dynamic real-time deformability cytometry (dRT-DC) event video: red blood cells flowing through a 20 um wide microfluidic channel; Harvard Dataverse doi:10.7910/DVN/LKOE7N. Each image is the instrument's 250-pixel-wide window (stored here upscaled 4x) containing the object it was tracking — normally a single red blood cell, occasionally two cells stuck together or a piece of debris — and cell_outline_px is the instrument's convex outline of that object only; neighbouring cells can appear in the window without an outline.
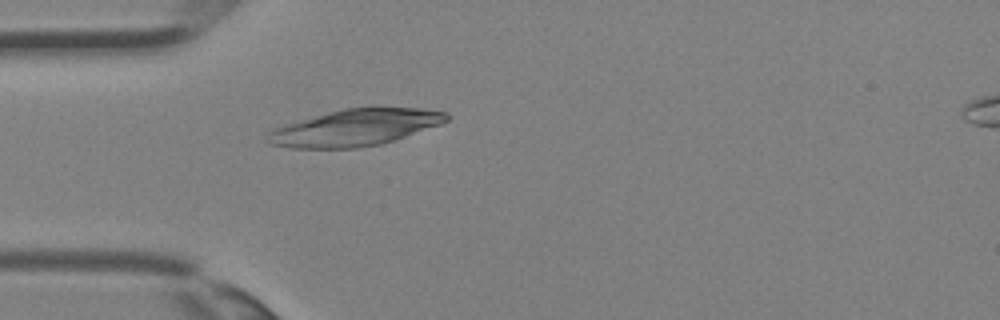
{"species": "Egyptian fruit bat (a non-hibernating species)", "species_latin": "Rousettus aegyptiacus", "temperature_condition": "room temperature", "stored_images_in_passage": 26, "camera_frame_rate_fps": 3000, "um_per_image_px": 0.085, "animal": {"sex": "female"}, "frame": {"image": 1, "passage_image": 1, "time_ms": 0.0, "image_size_px": [1000, 320], "cell_outline_px": [[448, 120], [440, 124], [380, 144], [360, 148], [292, 148], [268, 144], [268, 132], [284, 124], [328, 112], [344, 108], [424, 108], [448, 112]], "centroid_in_image_um": [30.17, 10.85], "position_along_channel_um": 54.8, "area_um2": 37.74}}
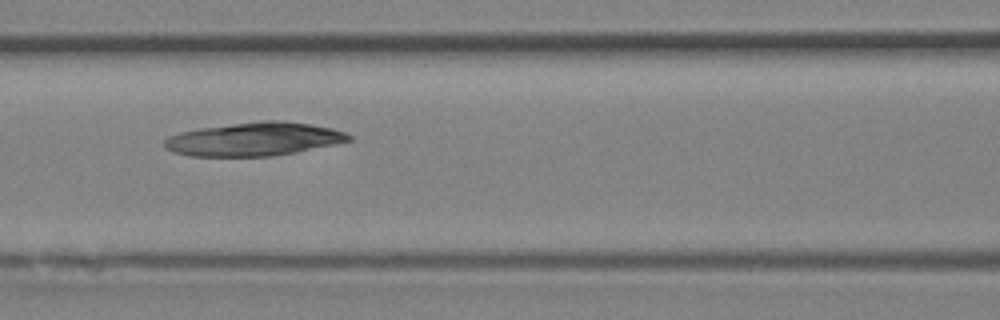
{"frame": {"image": 2, "passage_image": 6, "time_ms": 1.667, "image_size_px": [1000, 320], "cell_outline_px": [[352, 140], [336, 144], [296, 152], [272, 156], [188, 156], [172, 152], [164, 148], [164, 140], [168, 136], [200, 128], [260, 120], [284, 120], [312, 124], [332, 128], [344, 132], [352, 136]], "centroid_in_image_um": [21.61, 11.82], "position_along_channel_um": 145.0, "area_um2": 36.07}}
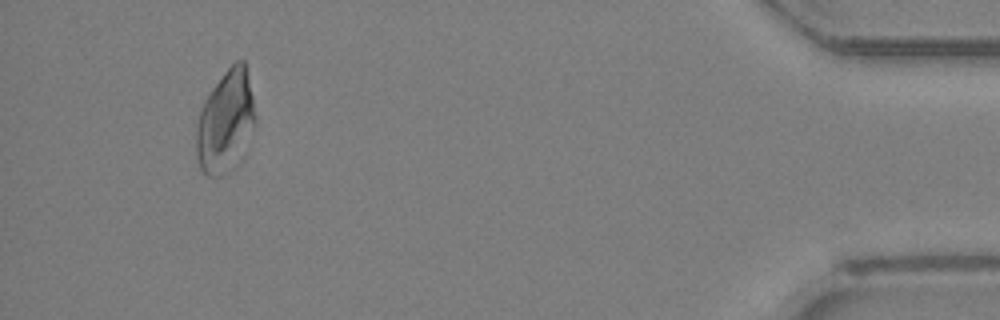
{"frame": {"image": 3, "passage_image": 24, "time_ms": 7.667, "image_size_px": [1000, 320], "cell_outline_px": [[256, 124], [244, 156], [236, 168], [220, 176], [204, 176], [200, 168], [196, 156], [196, 128], [200, 108], [204, 100], [212, 88], [224, 72], [236, 60], [244, 60], [248, 76], [256, 116]], "centroid_in_image_um": [19.19, 10.41], "position_along_channel_um": 416.0, "area_um2": 35.89}}